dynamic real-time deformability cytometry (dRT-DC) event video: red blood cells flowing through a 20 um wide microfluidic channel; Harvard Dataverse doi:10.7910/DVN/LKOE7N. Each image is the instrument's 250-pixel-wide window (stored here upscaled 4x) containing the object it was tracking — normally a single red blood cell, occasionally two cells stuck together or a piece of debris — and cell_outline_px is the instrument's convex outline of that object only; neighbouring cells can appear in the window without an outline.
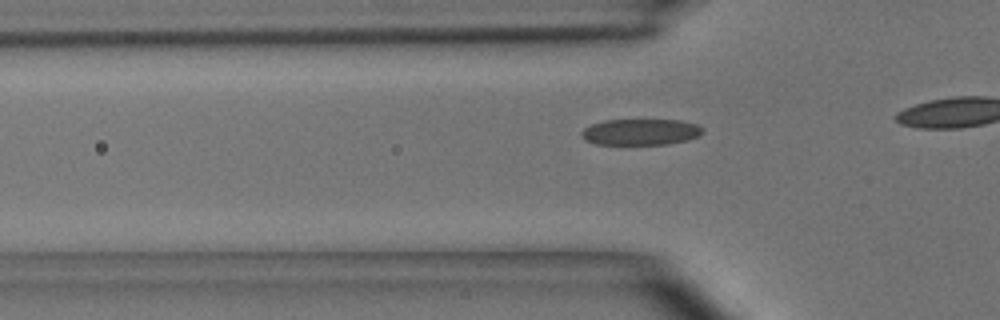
{"species": "common noctule bat (a hibernating species)", "species_latin": "Nyctalus noctula", "temperature_condition": "room temperature", "stored_images_in_passage": 15, "camera_frame_rate_fps": 3000, "um_per_image_px": 0.085, "animal": {"sex": "male", "body_mass_g": 15.6}, "frame": {"image": 1, "passage_image": 9, "time_ms": 2.667, "image_size_px": [1000, 320], "cell_outline_px": [[704, 132], [700, 136], [688, 140], [668, 144], [596, 144], [580, 136], [580, 132], [584, 128], [592, 124], [604, 120], [680, 120], [696, 124], [704, 128]], "centroid_in_image_um": [54.49, 11.21], "position_along_channel_um": 71.3, "area_um2": 18.55}}